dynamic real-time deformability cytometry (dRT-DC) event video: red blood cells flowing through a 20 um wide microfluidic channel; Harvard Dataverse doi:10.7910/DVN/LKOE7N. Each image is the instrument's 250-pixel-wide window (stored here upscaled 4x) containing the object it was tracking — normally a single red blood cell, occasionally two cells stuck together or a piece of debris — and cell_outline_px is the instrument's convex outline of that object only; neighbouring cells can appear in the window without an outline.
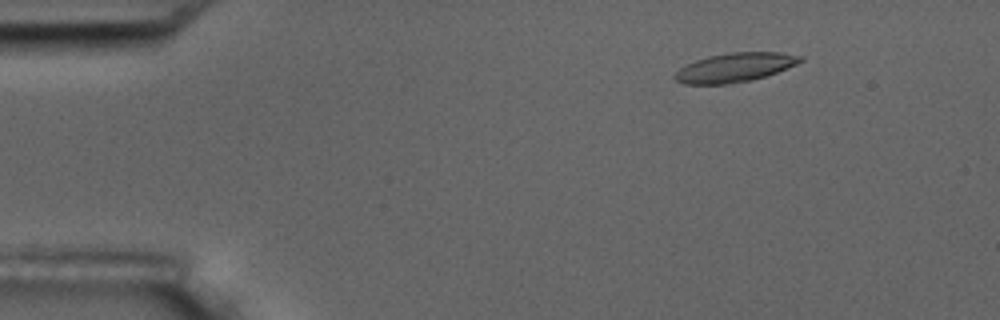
{"species": "common noctule bat (a hibernating species)", "species_latin": "Nyctalus noctula", "temperature_condition": "room temperature", "stored_images_in_passage": 6, "camera_frame_rate_fps": 3000, "um_per_image_px": 0.085, "animal": {"sex": "male", "body_mass_g": 17.5, "forearm_length_mm": 52.3}, "frame": {"image": 1, "passage_image": 3, "time_ms": 2.333, "image_size_px": [1000, 320], "cell_outline_px": [[804, 60], [796, 64], [776, 72], [752, 80], [728, 84], [684, 84], [676, 80], [672, 76], [680, 68], [696, 60], [708, 56], [728, 52], [780, 52], [804, 56]], "centroid_in_image_um": [62.46, 5.73], "position_along_channel_um": 22.5, "area_um2": 21.21}}
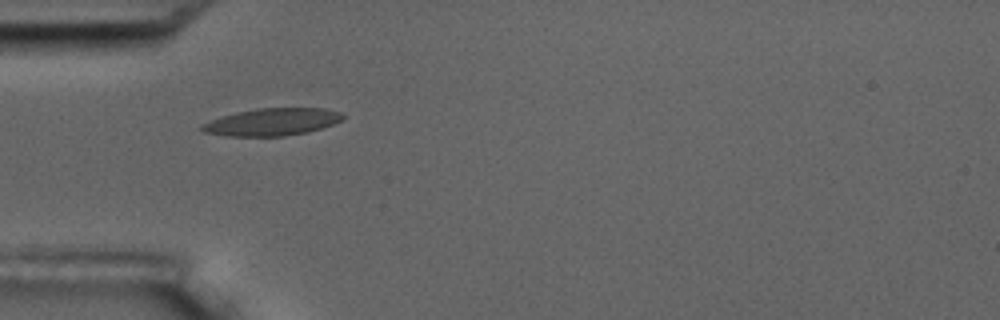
{"frame": {"image": 2, "passage_image": 6, "time_ms": 5.667, "image_size_px": [1000, 320], "cell_outline_px": [[344, 116], [340, 120], [332, 124], [308, 132], [280, 136], [224, 136], [204, 132], [200, 128], [200, 124], [236, 112], [256, 108], [324, 108], [340, 112]], "centroid_in_image_um": [23.09, 10.36], "position_along_channel_um": 61.9, "area_um2": 22.25}}